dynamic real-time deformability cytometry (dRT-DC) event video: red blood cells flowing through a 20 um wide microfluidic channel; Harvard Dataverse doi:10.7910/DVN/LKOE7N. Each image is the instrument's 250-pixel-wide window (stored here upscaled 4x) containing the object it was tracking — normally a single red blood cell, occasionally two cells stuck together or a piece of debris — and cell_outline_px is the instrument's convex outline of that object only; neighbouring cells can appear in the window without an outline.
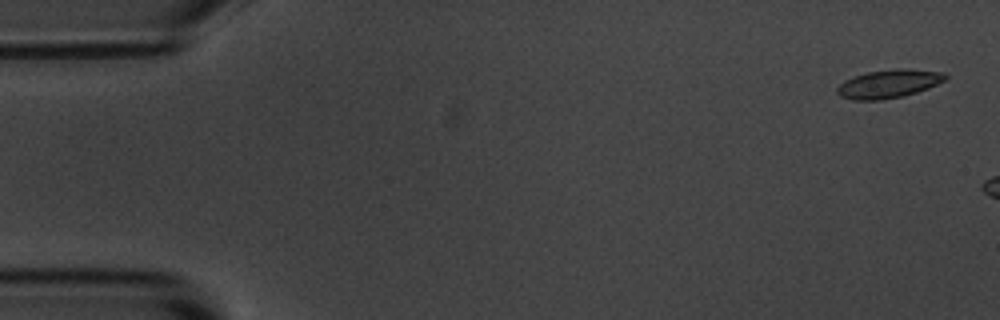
{"species": "common noctule bat (a hibernating species)", "species_latin": "Nyctalus noctula", "temperature_condition": "room temperature", "stored_images_in_passage": 4, "camera_frame_rate_fps": 3000, "um_per_image_px": 0.085, "animal": {"sex": "male", "body_mass_g": 20.1, "forearm_length_mm": 53.5}, "frame": {"image": 1, "passage_image": 1, "time_ms": 0.0, "image_size_px": [1000, 320], "cell_outline_px": [[948, 80], [928, 88], [904, 96], [880, 100], [852, 100], [840, 96], [836, 92], [836, 88], [844, 80], [852, 76], [868, 72], [896, 68], [904, 68], [944, 72], [948, 76]], "centroid_in_image_um": [75.55, 7.12], "position_along_channel_um": 9.4, "area_um2": 18.15}}